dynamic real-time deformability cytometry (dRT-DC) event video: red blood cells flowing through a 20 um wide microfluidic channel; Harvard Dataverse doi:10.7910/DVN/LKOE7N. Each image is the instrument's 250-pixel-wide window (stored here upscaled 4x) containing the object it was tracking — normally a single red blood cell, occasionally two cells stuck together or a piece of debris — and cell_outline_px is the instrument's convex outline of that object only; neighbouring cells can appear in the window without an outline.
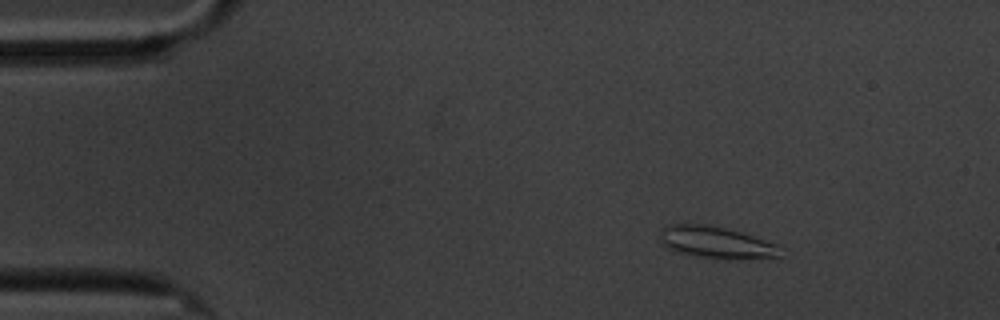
{"species": "common noctule bat (a hibernating species)", "species_latin": "Nyctalus noctula", "temperature_condition": "cold", "stored_images_in_passage": 5, "camera_frame_rate_fps": 3000, "um_per_image_px": 0.085, "animal": {"sex": "male", "body_mass_g": 20.1, "forearm_length_mm": 53.5}, "frame": {"image": 1, "passage_image": 1, "time_ms": 0.0, "image_size_px": [1000, 320], "cell_outline_px": [[780, 256], [752, 260], [724, 260], [692, 256], [676, 252], [660, 244], [660, 228], [668, 224], [712, 224], [740, 232], [780, 244]], "centroid_in_image_um": [60.88, 20.63], "position_along_channel_um": 24.1, "area_um2": 23.29}}
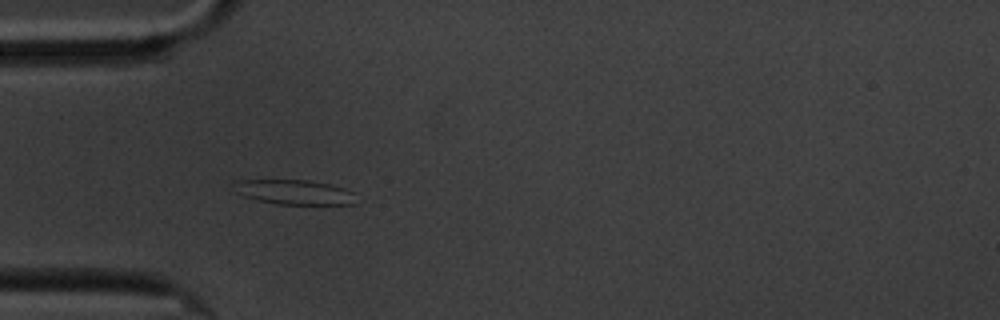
{"frame": {"image": 2, "passage_image": 3, "time_ms": 3.0, "image_size_px": [1000, 320], "cell_outline_px": [[356, 204], [276, 204], [256, 200], [244, 196], [236, 192], [232, 184], [236, 180], [308, 180], [328, 184], [344, 188], [356, 192]], "centroid_in_image_um": [25.03, 16.33], "position_along_channel_um": 60.0, "area_um2": 17.74}}
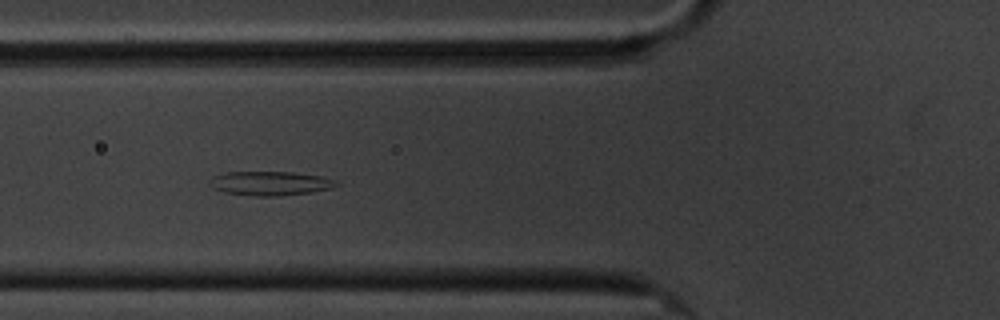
{"frame": {"image": 3, "passage_image": 4, "time_ms": 4.333, "image_size_px": [1000, 320], "cell_outline_px": [[340, 184], [332, 188], [308, 192], [280, 196], [252, 196], [224, 192], [212, 188], [212, 176], [224, 172], [292, 172], [320, 176], [336, 180]], "centroid_in_image_um": [22.97, 15.58], "position_along_channel_um": 102.8, "area_um2": 17.69}}